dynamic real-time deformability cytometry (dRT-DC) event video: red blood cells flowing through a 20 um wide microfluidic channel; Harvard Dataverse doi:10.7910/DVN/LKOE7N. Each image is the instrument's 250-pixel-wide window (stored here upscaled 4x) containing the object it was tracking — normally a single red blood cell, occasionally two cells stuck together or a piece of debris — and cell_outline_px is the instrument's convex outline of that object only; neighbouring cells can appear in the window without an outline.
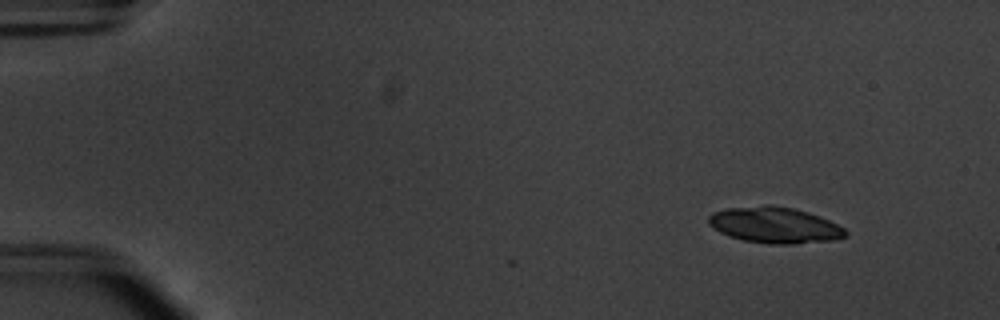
{"species": "common noctule bat (a hibernating species)", "species_latin": "Nyctalus noctula", "temperature_condition": "warm", "stored_images_in_passage": 6, "camera_frame_rate_fps": 3000, "um_per_image_px": 0.085, "animal": {"sex": "male", "body_mass_g": 20.1, "forearm_length_mm": 53.5}, "frame": {"image": 1, "passage_image": 6, "time_ms": 1.667, "image_size_px": [1000, 320], "cell_outline_px": [[848, 236], [832, 240], [796, 244], [768, 244], [744, 240], [720, 232], [708, 224], [708, 216], [712, 212], [724, 208], [768, 204], [772, 204], [792, 208], [808, 212], [828, 220], [844, 228], [848, 232]], "centroid_in_image_um": [65.84, 19.12], "position_along_channel_um": 19.2, "area_um2": 28.9}}